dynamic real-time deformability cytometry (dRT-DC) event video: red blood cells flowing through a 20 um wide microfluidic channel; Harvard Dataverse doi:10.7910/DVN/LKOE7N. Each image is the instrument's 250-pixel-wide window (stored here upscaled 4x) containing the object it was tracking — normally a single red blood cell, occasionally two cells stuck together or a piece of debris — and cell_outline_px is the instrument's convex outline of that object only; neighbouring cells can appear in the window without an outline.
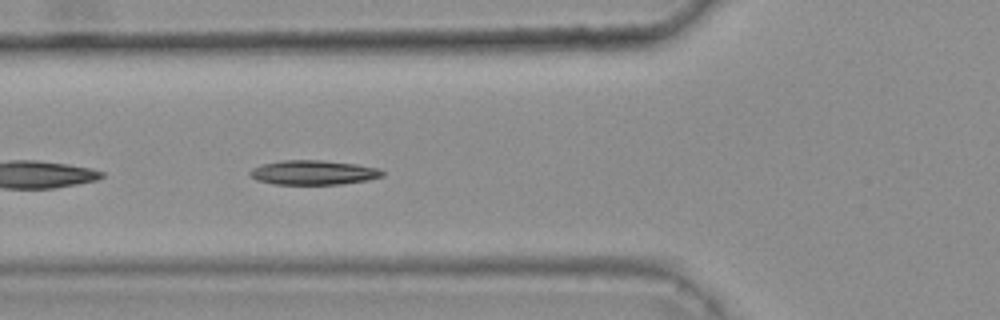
{"species": "common noctule bat (a hibernating species)", "species_latin": "Nyctalus noctula", "temperature_condition": "warm", "stored_images_in_passage": 27, "camera_frame_rate_fps": 3000, "um_per_image_px": 0.085, "animal": {"sex": "female", "body_mass_g": 25.1}, "frame": {"image": 1, "passage_image": 5, "time_ms": 1.333, "image_size_px": [1000, 320], "cell_outline_px": [[384, 176], [368, 180], [340, 184], [272, 184], [256, 180], [248, 176], [248, 172], [252, 168], [264, 164], [284, 160], [320, 160], [356, 164], [380, 168], [384, 172]], "centroid_in_image_um": [26.63, 14.67], "position_along_channel_um": 99.2, "area_um2": 18.96}, "authors_computed_cell_mechanics": {"area_um2": 18.4382, "velocity_mm_per_s": 3.8038, "shape_relaxation_time_tau1_ms": null, "shape_relaxation_time_tau2_ms": 8.0847, "deformation_change_tau1": null, "deformation_change_tau2": 0.1256}}